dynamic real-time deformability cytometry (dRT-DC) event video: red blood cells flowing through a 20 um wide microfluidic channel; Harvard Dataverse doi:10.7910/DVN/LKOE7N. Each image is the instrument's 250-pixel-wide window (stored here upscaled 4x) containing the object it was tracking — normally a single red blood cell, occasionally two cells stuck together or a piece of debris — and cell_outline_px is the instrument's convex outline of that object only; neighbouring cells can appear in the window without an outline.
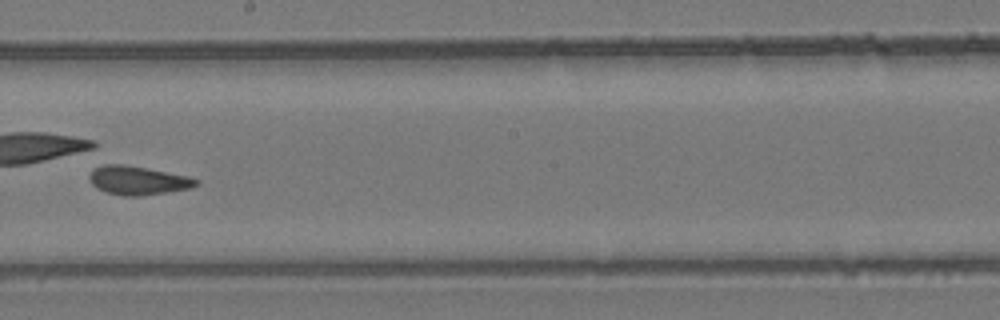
{"species": "common noctule bat (a hibernating species)", "species_latin": "Nyctalus noctula", "temperature_condition": "room temperature", "stored_images_in_passage": 50, "camera_frame_rate_fps": 3000, "um_per_image_px": 0.085, "animal": {"sex": "female", "body_mass_g": 24.6, "forearm_length_mm": 56.2}, "frame": {"image": 1, "passage_image": 29, "time_ms": 9.333, "image_size_px": [1000, 320], "cell_outline_px": [[200, 184], [188, 188], [140, 196], [124, 196], [108, 192], [96, 188], [92, 184], [88, 176], [92, 168], [104, 164], [124, 164], [188, 176], [200, 180]], "centroid_in_image_um": [11.68, 15.32], "position_along_channel_um": 236.5, "area_um2": 17.74}}